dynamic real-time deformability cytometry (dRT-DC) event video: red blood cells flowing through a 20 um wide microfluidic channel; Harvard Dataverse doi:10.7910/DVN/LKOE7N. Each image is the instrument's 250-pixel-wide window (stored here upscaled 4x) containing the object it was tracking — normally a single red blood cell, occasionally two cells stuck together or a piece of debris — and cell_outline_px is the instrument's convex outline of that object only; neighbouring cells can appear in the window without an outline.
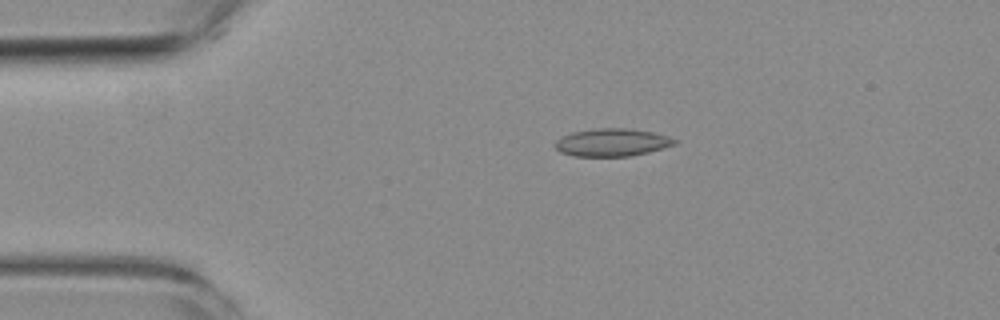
{"species": "common noctule bat (a hibernating species)", "species_latin": "Nyctalus noctula", "temperature_condition": "room temperature", "stored_images_in_passage": 4, "camera_frame_rate_fps": 3000, "um_per_image_px": 0.085, "animal": {"sex": "female", "body_mass_g": 19.3, "forearm_length_mm": 54.1}, "frame": {"image": 1, "passage_image": 1, "time_ms": 0.0, "image_size_px": [1000, 320], "cell_outline_px": [[680, 140], [676, 144], [648, 152], [632, 156], [572, 156], [560, 152], [552, 144], [560, 136], [572, 132], [596, 128], [628, 128], [652, 132], [668, 136]], "centroid_in_image_um": [52.0, 12.1], "position_along_channel_um": 33.0, "area_um2": 19.54}}
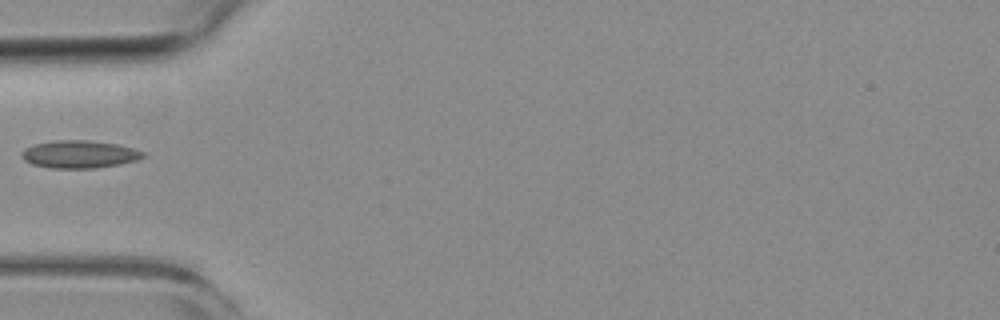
{"frame": {"image": 2, "passage_image": 3, "time_ms": 2.333, "image_size_px": [1000, 320], "cell_outline_px": [[148, 156], [136, 160], [120, 164], [96, 168], [48, 168], [32, 164], [24, 160], [20, 156], [20, 152], [24, 148], [36, 144], [52, 140], [88, 140], [116, 144], [132, 148], [144, 152]], "centroid_in_image_um": [6.72, 13.11], "position_along_channel_um": 78.3, "area_um2": 19.71}}
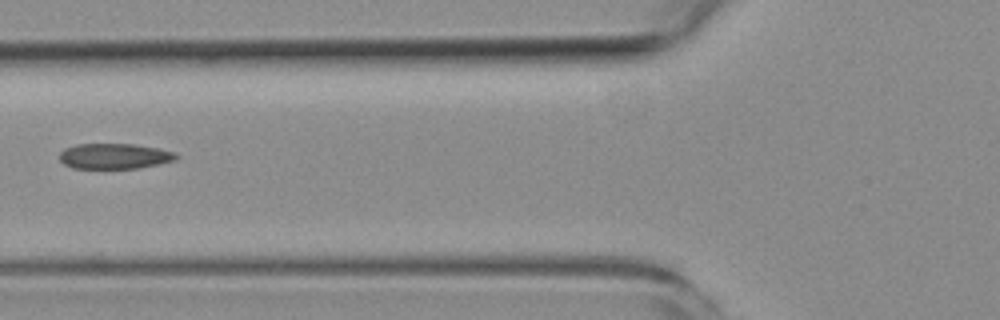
{"frame": {"image": 3, "passage_image": 4, "time_ms": 3.333, "image_size_px": [1000, 320], "cell_outline_px": [[180, 156], [176, 160], [140, 168], [72, 168], [64, 164], [60, 160], [60, 152], [64, 148], [76, 144], [132, 144], [160, 148], [176, 152]], "centroid_in_image_um": [9.76, 13.27], "position_along_channel_um": 116.0, "area_um2": 17.46}}